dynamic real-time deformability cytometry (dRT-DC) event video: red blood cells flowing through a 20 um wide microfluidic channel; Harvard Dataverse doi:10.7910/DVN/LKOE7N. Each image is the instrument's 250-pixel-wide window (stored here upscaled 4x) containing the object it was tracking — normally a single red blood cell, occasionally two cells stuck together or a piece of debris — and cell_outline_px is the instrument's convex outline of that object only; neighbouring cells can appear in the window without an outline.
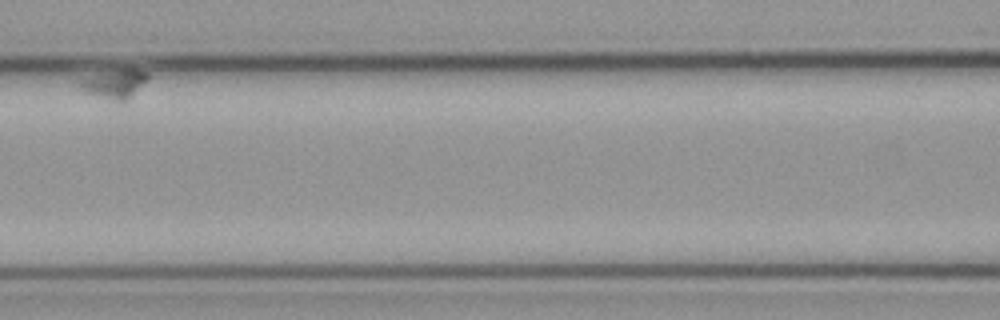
{"species": "common noctule bat (a hibernating species)", "species_latin": "Nyctalus noctula", "temperature_condition": "cold", "stored_images_in_passage": 15, "segment_of_instrument_passage": [2, 2], "camera_frame_rate_fps": 3000, "um_per_image_px": 0.085, "animal": {"sex": "male", "body_mass_g": 23.1, "forearm_length_mm": 52.7}, "frame": {"image": 1, "passage_image": 9, "time_ms": 2.667, "image_size_px": [1000, 320], "cell_outline_px": [[148, 80], [128, 100], [116, 100], [88, 92], [80, 84], [80, 80], [108, 72], [124, 68], [132, 68], [148, 72]], "centroid_in_image_um": [9.89, 7.1], "position_along_channel_um": 156.7, "area_um2": 10.69}}
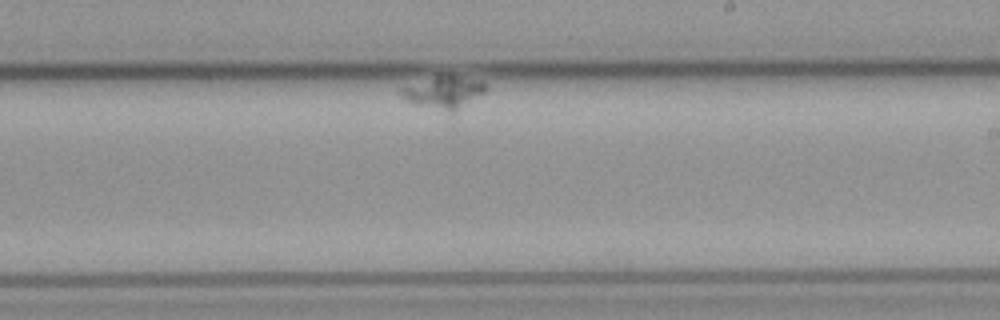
{"frame": {"image": 2, "passage_image": 13, "time_ms": 4.0, "image_size_px": [1000, 320], "cell_outline_px": [[488, 88], [484, 92], [452, 112], [448, 112], [416, 104], [400, 96], [400, 88], [436, 76], [456, 76], [480, 80]], "centroid_in_image_um": [37.71, 7.84], "position_along_channel_um": 251.3, "area_um2": 15.26}}
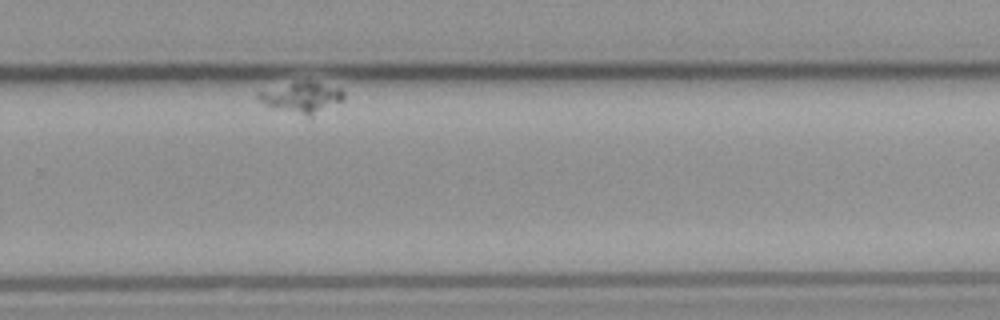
{"frame": {"image": 3, "passage_image": 15, "time_ms": 4.667, "image_size_px": [1000, 320], "cell_outline_px": [[344, 100], [312, 116], [304, 116], [272, 108], [260, 100], [256, 96], [256, 92], [304, 80], [308, 80], [340, 88], [344, 92]], "centroid_in_image_um": [25.67, 8.29], "position_along_channel_um": 304.1, "area_um2": 15.26}}